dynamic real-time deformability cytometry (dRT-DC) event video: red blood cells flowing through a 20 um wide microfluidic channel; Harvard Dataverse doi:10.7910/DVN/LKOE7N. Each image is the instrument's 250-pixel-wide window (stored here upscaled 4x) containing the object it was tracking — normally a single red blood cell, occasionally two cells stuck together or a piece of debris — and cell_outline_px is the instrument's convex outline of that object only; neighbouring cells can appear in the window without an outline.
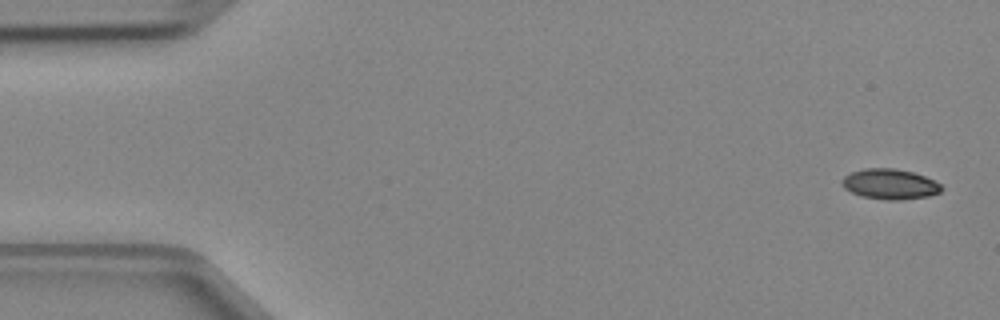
{"species": "Egyptian fruit bat (a non-hibernating species)", "species_latin": "Rousettus aegyptiacus", "temperature_condition": "cold", "stored_images_in_passage": 4, "camera_frame_rate_fps": 3000, "um_per_image_px": 0.085, "animal": {"sex": "female"}, "frame": {"image": 1, "passage_image": 1, "time_ms": 0.0, "image_size_px": [1000, 320], "cell_outline_px": [[944, 188], [940, 192], [928, 196], [900, 200], [884, 200], [860, 196], [844, 188], [844, 176], [852, 172], [864, 168], [896, 168], [912, 172], [924, 176], [940, 184]], "centroid_in_image_um": [75.66, 15.65], "position_along_channel_um": 9.3, "area_um2": 17.46}}
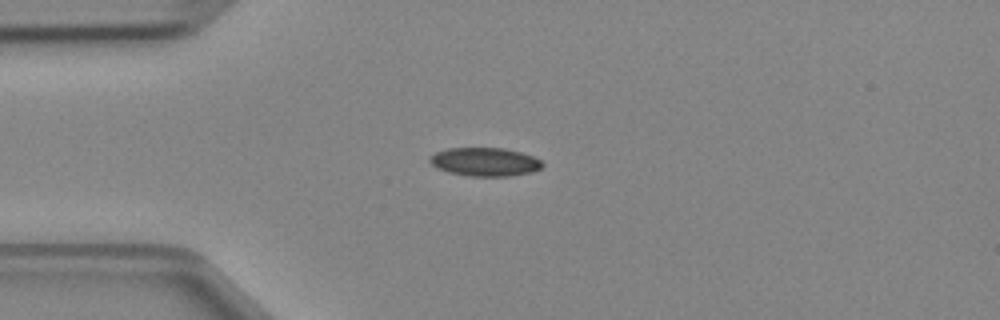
{"frame": {"image": 2, "passage_image": 4, "time_ms": 1.0, "image_size_px": [1000, 320], "cell_outline_px": [[544, 164], [540, 168], [532, 172], [508, 176], [472, 176], [448, 172], [436, 168], [428, 160], [428, 156], [436, 152], [448, 148], [504, 148], [520, 152], [532, 156], [540, 160]], "centroid_in_image_um": [41.18, 13.75], "position_along_channel_um": 43.8, "area_um2": 18.67}}